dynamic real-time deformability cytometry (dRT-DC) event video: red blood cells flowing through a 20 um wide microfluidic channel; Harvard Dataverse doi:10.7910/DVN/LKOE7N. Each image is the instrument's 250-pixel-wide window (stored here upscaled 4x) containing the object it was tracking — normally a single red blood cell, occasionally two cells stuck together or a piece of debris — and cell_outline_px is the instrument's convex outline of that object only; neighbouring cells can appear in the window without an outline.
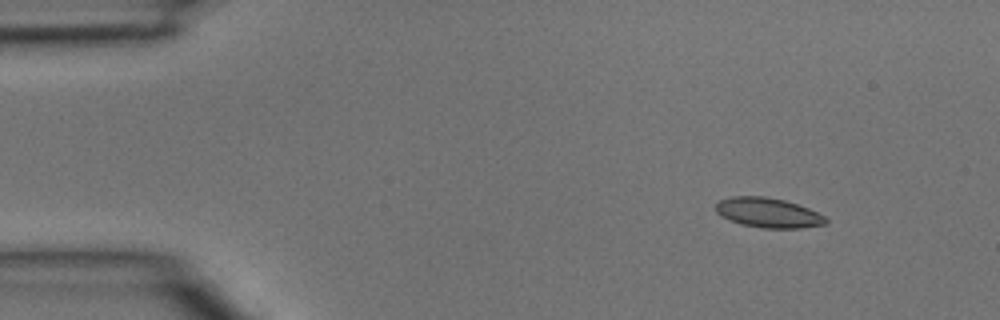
{"species": "common noctule bat (a hibernating species)", "species_latin": "Nyctalus noctula", "temperature_condition": "room temperature", "stored_images_in_passage": 3, "camera_frame_rate_fps": 3000, "um_per_image_px": 0.085, "animal": {"sex": "male", "body_mass_g": 15.6}, "frame": {"image": 1, "passage_image": 1, "time_ms": 0.0, "image_size_px": [1000, 320], "cell_outline_px": [[828, 224], [800, 228], [764, 228], [740, 224], [720, 216], [716, 212], [716, 204], [720, 200], [732, 196], [764, 196], [784, 200], [808, 208], [824, 216], [828, 220]], "centroid_in_image_um": [65.29, 18.09], "position_along_channel_um": 19.7, "area_um2": 19.07}}
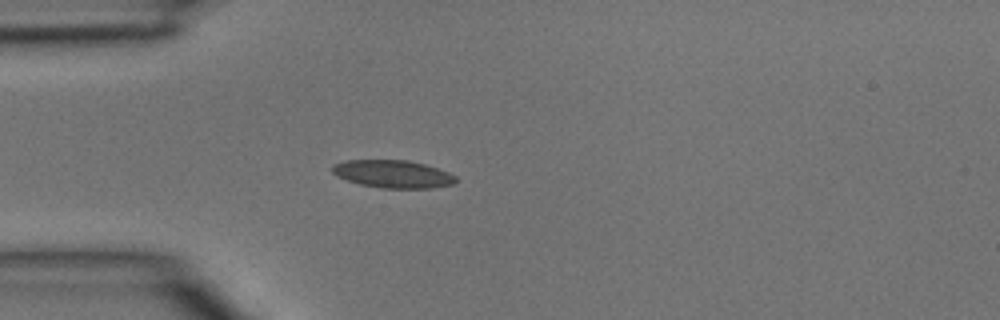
{"frame": {"image": 2, "passage_image": 3, "time_ms": 0.667, "image_size_px": [1000, 320], "cell_outline_px": [[456, 180], [452, 184], [432, 188], [380, 188], [360, 184], [336, 176], [332, 172], [332, 164], [348, 160], [408, 160], [424, 164], [448, 172], [456, 176]], "centroid_in_image_um": [33.37, 14.79], "position_along_channel_um": 51.6, "area_um2": 19.88}}